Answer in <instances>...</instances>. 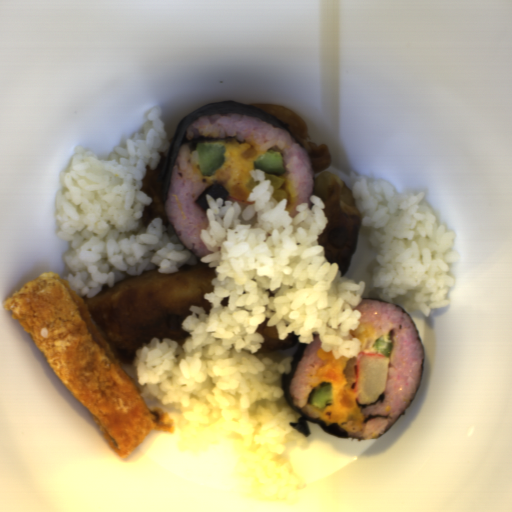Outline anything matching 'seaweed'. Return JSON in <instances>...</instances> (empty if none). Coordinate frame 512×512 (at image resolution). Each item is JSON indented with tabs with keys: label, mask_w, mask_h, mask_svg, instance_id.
I'll return each mask as SVG.
<instances>
[{
	"label": "seaweed",
	"mask_w": 512,
	"mask_h": 512,
	"mask_svg": "<svg viewBox=\"0 0 512 512\" xmlns=\"http://www.w3.org/2000/svg\"><path fill=\"white\" fill-rule=\"evenodd\" d=\"M216 114H238L243 116L254 117L262 121L268 122L272 125L281 128L295 140L299 147L304 149L301 141L287 125H285L282 121L270 115L269 113L265 112L264 110L255 107V105L253 104L239 103L230 100L205 104L187 114L178 124V128L172 139L171 146L167 150L162 187V201L172 180L177 154L182 145H187L190 152H192L197 151V144H203L205 142L235 141L234 135H229L226 137L200 136L195 139H187L186 131L196 120L205 116H211Z\"/></svg>",
	"instance_id": "seaweed-1"
},
{
	"label": "seaweed",
	"mask_w": 512,
	"mask_h": 512,
	"mask_svg": "<svg viewBox=\"0 0 512 512\" xmlns=\"http://www.w3.org/2000/svg\"><path fill=\"white\" fill-rule=\"evenodd\" d=\"M363 300H374V301H383V302H386L388 304H391L393 306H396L398 307L401 311H403L407 316L408 318L410 319L411 323L413 324L414 328H415V331H416V334H417V337H418V340H419V343H420V346H421V349H422V355H423V362H422V368H421V374H420V380H419V384L416 388V391L413 395V398L410 402V404L408 405V407L403 411V413L399 416V418L394 422V424L406 413V411L411 407L420 387H421V383H422V378H423V370H424V360H425V352H424V346H423V341H422V338L420 336V333H419V330L416 326V324L414 323L412 317L410 316V314L407 312L406 309L394 304V303H391V302H388L386 300H383V299H375V298H369V297H362V301ZM309 343H302L300 344L297 352L295 353L294 357L292 358L291 360V371L289 374H282V377H281V384H282V391H283V394L285 396V399L286 401L289 403V405L294 409V411L299 414V417L297 419L296 422H290V426L295 429L299 434L303 435L304 437L308 438L311 434V431H310V427L308 425L309 422H312L314 424H317L319 425L322 430L328 434H331L337 438H349V439H358V440H373V439H379L380 437H382L385 433H387L393 426L394 424L389 428L387 429L383 434H381L379 437L377 438H360V437H351L349 435V433L347 431H345L344 429H342L340 426H338L337 424L335 423H331V424H326L324 420L320 419V418H314L312 417L311 415H309L308 413H306L304 410H302L299 406H297L294 401L291 399L290 397V391H289V384L295 374V371L308 347Z\"/></svg>",
	"instance_id": "seaweed-2"
}]
</instances>
